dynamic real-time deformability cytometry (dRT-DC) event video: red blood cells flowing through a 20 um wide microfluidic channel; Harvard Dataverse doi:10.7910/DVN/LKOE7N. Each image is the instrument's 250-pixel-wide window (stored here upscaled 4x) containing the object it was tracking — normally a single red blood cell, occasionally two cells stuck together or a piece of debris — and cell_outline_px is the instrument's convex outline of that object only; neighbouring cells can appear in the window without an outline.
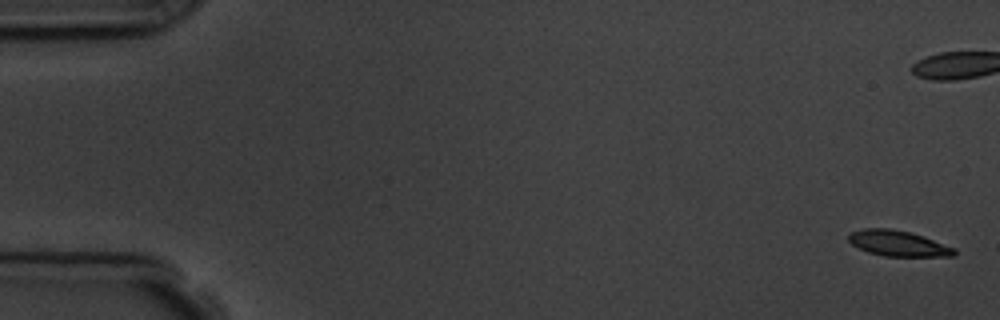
{"species": "common noctule bat (a hibernating species)", "species_latin": "Nyctalus noctula", "temperature_condition": "room temperature", "stored_images_in_passage": 11, "camera_frame_rate_fps": 3000, "um_per_image_px": 0.085, "animal": {"sex": "male", "body_mass_g": 19.5, "forearm_length_mm": 54.6}, "frame": {"image": 1, "passage_image": 1, "time_ms": 0.0, "image_size_px": [1000, 320], "cell_outline_px": [[956, 252], [952, 256], [884, 256], [868, 252], [852, 244], [848, 240], [848, 236], [852, 232], [864, 228], [892, 228], [924, 236], [956, 248]], "centroid_in_image_um": [76.35, 20.68], "position_along_channel_um": 8.6, "area_um2": 15.72}}
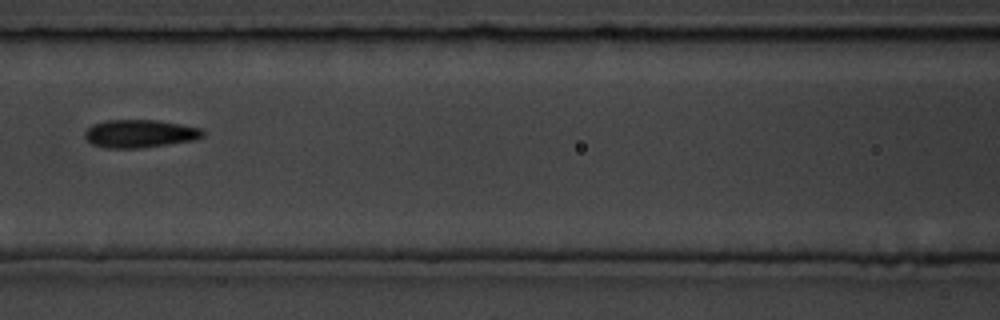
{"frame": {"image": 2, "passage_image": 8, "time_ms": 8.667, "image_size_px": [1000, 320], "cell_outline_px": [[204, 136], [192, 140], [168, 144], [140, 148], [104, 148], [92, 144], [84, 136], [84, 132], [92, 124], [104, 120], [156, 120], [180, 124], [200, 128], [204, 132]], "centroid_in_image_um": [11.84, 11.36], "position_along_channel_um": 154.8, "area_um2": 19.19}}
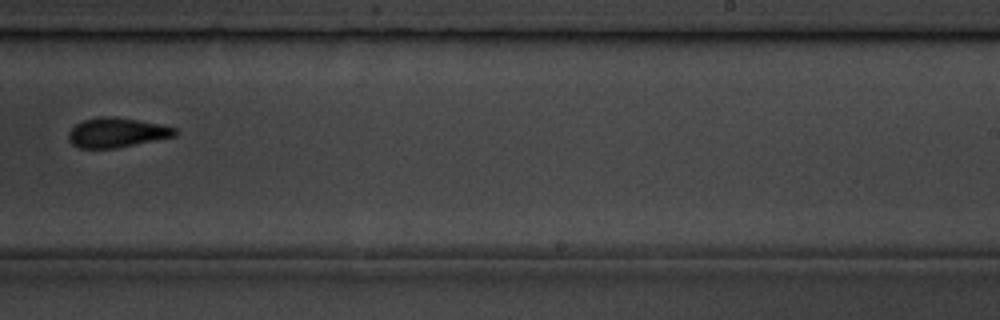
{"frame": {"image": 3, "passage_image": 11, "time_ms": 12.0, "image_size_px": [1000, 320], "cell_outline_px": [[180, 132], [176, 136], [116, 148], [80, 148], [72, 144], [68, 140], [68, 132], [76, 124], [84, 120], [100, 116], [116, 116], [160, 124], [176, 128]], "centroid_in_image_um": [9.94, 11.26], "position_along_channel_um": 279.1, "area_um2": 18.5}}